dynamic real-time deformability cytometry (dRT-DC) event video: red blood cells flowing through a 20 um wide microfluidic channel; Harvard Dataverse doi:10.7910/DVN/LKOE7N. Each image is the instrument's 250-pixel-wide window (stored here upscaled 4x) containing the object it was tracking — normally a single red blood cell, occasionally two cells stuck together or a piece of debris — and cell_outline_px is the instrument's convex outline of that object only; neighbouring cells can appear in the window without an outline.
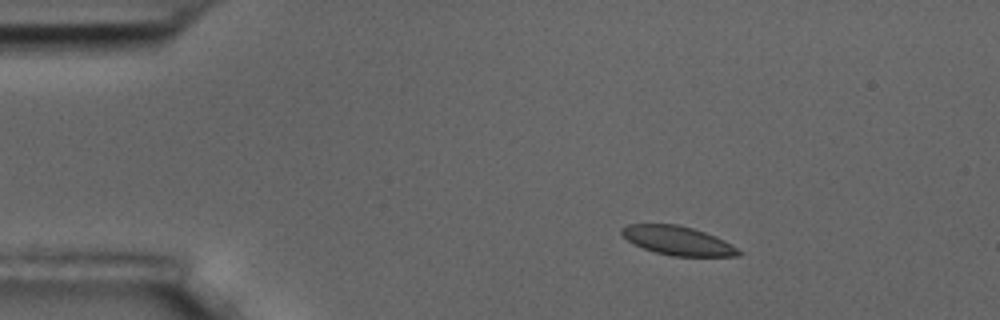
{"species": "common noctule bat (a hibernating species)", "species_latin": "Nyctalus noctula", "temperature_condition": "room temperature", "stored_images_in_passage": 4, "camera_frame_rate_fps": 3000, "um_per_image_px": 0.085, "animal": {"sex": "male", "body_mass_g": 17.5, "forearm_length_mm": 52.3}, "frame": {"image": 1, "passage_image": 2, "time_ms": 1.0, "image_size_px": [1000, 320], "cell_outline_px": [[744, 252], [740, 256], [672, 256], [656, 252], [644, 248], [628, 240], [620, 232], [620, 228], [628, 224], [676, 224], [692, 228], [716, 236], [732, 244]], "centroid_in_image_um": [57.65, 20.45], "position_along_channel_um": 27.3, "area_um2": 19.65}}